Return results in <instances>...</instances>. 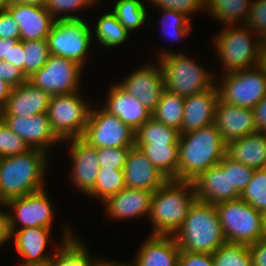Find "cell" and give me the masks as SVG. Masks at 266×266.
Masks as SVG:
<instances>
[{"instance_id":"obj_7","label":"cell","mask_w":266,"mask_h":266,"mask_svg":"<svg viewBox=\"0 0 266 266\" xmlns=\"http://www.w3.org/2000/svg\"><path fill=\"white\" fill-rule=\"evenodd\" d=\"M215 207L226 241L250 246L265 235L263 213L241 198Z\"/></svg>"},{"instance_id":"obj_60","label":"cell","mask_w":266,"mask_h":266,"mask_svg":"<svg viewBox=\"0 0 266 266\" xmlns=\"http://www.w3.org/2000/svg\"><path fill=\"white\" fill-rule=\"evenodd\" d=\"M263 221H264V230L266 234V211L263 213Z\"/></svg>"},{"instance_id":"obj_49","label":"cell","mask_w":266,"mask_h":266,"mask_svg":"<svg viewBox=\"0 0 266 266\" xmlns=\"http://www.w3.org/2000/svg\"><path fill=\"white\" fill-rule=\"evenodd\" d=\"M248 247L253 266H266V234Z\"/></svg>"},{"instance_id":"obj_30","label":"cell","mask_w":266,"mask_h":266,"mask_svg":"<svg viewBox=\"0 0 266 266\" xmlns=\"http://www.w3.org/2000/svg\"><path fill=\"white\" fill-rule=\"evenodd\" d=\"M168 180H177L178 144H135Z\"/></svg>"},{"instance_id":"obj_8","label":"cell","mask_w":266,"mask_h":266,"mask_svg":"<svg viewBox=\"0 0 266 266\" xmlns=\"http://www.w3.org/2000/svg\"><path fill=\"white\" fill-rule=\"evenodd\" d=\"M216 78L219 98L227 104L253 109L266 96V68L262 63Z\"/></svg>"},{"instance_id":"obj_45","label":"cell","mask_w":266,"mask_h":266,"mask_svg":"<svg viewBox=\"0 0 266 266\" xmlns=\"http://www.w3.org/2000/svg\"><path fill=\"white\" fill-rule=\"evenodd\" d=\"M245 25L260 38L266 33V0H252Z\"/></svg>"},{"instance_id":"obj_56","label":"cell","mask_w":266,"mask_h":266,"mask_svg":"<svg viewBox=\"0 0 266 266\" xmlns=\"http://www.w3.org/2000/svg\"><path fill=\"white\" fill-rule=\"evenodd\" d=\"M11 4L44 5L45 0H11Z\"/></svg>"},{"instance_id":"obj_21","label":"cell","mask_w":266,"mask_h":266,"mask_svg":"<svg viewBox=\"0 0 266 266\" xmlns=\"http://www.w3.org/2000/svg\"><path fill=\"white\" fill-rule=\"evenodd\" d=\"M7 11L18 24L22 41L47 39L56 21L44 5L10 4Z\"/></svg>"},{"instance_id":"obj_41","label":"cell","mask_w":266,"mask_h":266,"mask_svg":"<svg viewBox=\"0 0 266 266\" xmlns=\"http://www.w3.org/2000/svg\"><path fill=\"white\" fill-rule=\"evenodd\" d=\"M218 164L224 170H229L231 188H236V190L241 194L251 180L255 169L234 159H230L226 155Z\"/></svg>"},{"instance_id":"obj_18","label":"cell","mask_w":266,"mask_h":266,"mask_svg":"<svg viewBox=\"0 0 266 266\" xmlns=\"http://www.w3.org/2000/svg\"><path fill=\"white\" fill-rule=\"evenodd\" d=\"M153 191L125 187L117 194L111 195L102 206L110 219L122 221L149 216Z\"/></svg>"},{"instance_id":"obj_31","label":"cell","mask_w":266,"mask_h":266,"mask_svg":"<svg viewBox=\"0 0 266 266\" xmlns=\"http://www.w3.org/2000/svg\"><path fill=\"white\" fill-rule=\"evenodd\" d=\"M101 15L96 20V25H91L93 41L97 40L95 41L97 42L96 44L99 43V46L104 48H114L120 44L123 45L131 34L117 20L111 10Z\"/></svg>"},{"instance_id":"obj_52","label":"cell","mask_w":266,"mask_h":266,"mask_svg":"<svg viewBox=\"0 0 266 266\" xmlns=\"http://www.w3.org/2000/svg\"><path fill=\"white\" fill-rule=\"evenodd\" d=\"M1 207H4L3 204H0ZM8 210L4 211L0 208V246L6 244L11 240V231L9 227V217H8Z\"/></svg>"},{"instance_id":"obj_32","label":"cell","mask_w":266,"mask_h":266,"mask_svg":"<svg viewBox=\"0 0 266 266\" xmlns=\"http://www.w3.org/2000/svg\"><path fill=\"white\" fill-rule=\"evenodd\" d=\"M184 99L185 97L172 93L165 88L155 111L152 113V117L156 121L180 131L183 122Z\"/></svg>"},{"instance_id":"obj_10","label":"cell","mask_w":266,"mask_h":266,"mask_svg":"<svg viewBox=\"0 0 266 266\" xmlns=\"http://www.w3.org/2000/svg\"><path fill=\"white\" fill-rule=\"evenodd\" d=\"M80 92L50 98L47 115L52 129L62 141L81 138L84 133L91 105Z\"/></svg>"},{"instance_id":"obj_17","label":"cell","mask_w":266,"mask_h":266,"mask_svg":"<svg viewBox=\"0 0 266 266\" xmlns=\"http://www.w3.org/2000/svg\"><path fill=\"white\" fill-rule=\"evenodd\" d=\"M69 143V154L71 159L70 183L78 191L86 195L96 182L99 171V161L96 148L88 145L81 138H70L63 141Z\"/></svg>"},{"instance_id":"obj_1","label":"cell","mask_w":266,"mask_h":266,"mask_svg":"<svg viewBox=\"0 0 266 266\" xmlns=\"http://www.w3.org/2000/svg\"><path fill=\"white\" fill-rule=\"evenodd\" d=\"M49 156L43 150L31 148L0 158V204L44 189Z\"/></svg>"},{"instance_id":"obj_11","label":"cell","mask_w":266,"mask_h":266,"mask_svg":"<svg viewBox=\"0 0 266 266\" xmlns=\"http://www.w3.org/2000/svg\"><path fill=\"white\" fill-rule=\"evenodd\" d=\"M92 105L81 139L98 148L134 147L135 131L116 115L110 114L102 105Z\"/></svg>"},{"instance_id":"obj_14","label":"cell","mask_w":266,"mask_h":266,"mask_svg":"<svg viewBox=\"0 0 266 266\" xmlns=\"http://www.w3.org/2000/svg\"><path fill=\"white\" fill-rule=\"evenodd\" d=\"M61 230L63 232L61 240L59 242L57 240L58 244H55L51 252H46L47 244H50L52 238L50 237L52 229L43 227L10 229L11 240L14 239V250L21 258L16 266H46L52 259L55 249L74 235L68 225H63Z\"/></svg>"},{"instance_id":"obj_43","label":"cell","mask_w":266,"mask_h":266,"mask_svg":"<svg viewBox=\"0 0 266 266\" xmlns=\"http://www.w3.org/2000/svg\"><path fill=\"white\" fill-rule=\"evenodd\" d=\"M150 2V5L158 7L160 9L174 10L188 16H191L200 11L204 12V0H145V2Z\"/></svg>"},{"instance_id":"obj_23","label":"cell","mask_w":266,"mask_h":266,"mask_svg":"<svg viewBox=\"0 0 266 266\" xmlns=\"http://www.w3.org/2000/svg\"><path fill=\"white\" fill-rule=\"evenodd\" d=\"M135 254L130 266H178L180 248L172 235L149 234Z\"/></svg>"},{"instance_id":"obj_24","label":"cell","mask_w":266,"mask_h":266,"mask_svg":"<svg viewBox=\"0 0 266 266\" xmlns=\"http://www.w3.org/2000/svg\"><path fill=\"white\" fill-rule=\"evenodd\" d=\"M106 94L102 107L110 114L116 115L133 131L152 117V113L142 103L123 90L116 82L111 84Z\"/></svg>"},{"instance_id":"obj_40","label":"cell","mask_w":266,"mask_h":266,"mask_svg":"<svg viewBox=\"0 0 266 266\" xmlns=\"http://www.w3.org/2000/svg\"><path fill=\"white\" fill-rule=\"evenodd\" d=\"M240 198L258 211H266V168L254 171Z\"/></svg>"},{"instance_id":"obj_5","label":"cell","mask_w":266,"mask_h":266,"mask_svg":"<svg viewBox=\"0 0 266 266\" xmlns=\"http://www.w3.org/2000/svg\"><path fill=\"white\" fill-rule=\"evenodd\" d=\"M256 35L245 24L224 25L214 35L211 45H214L221 62V74L253 68L262 63L261 38Z\"/></svg>"},{"instance_id":"obj_35","label":"cell","mask_w":266,"mask_h":266,"mask_svg":"<svg viewBox=\"0 0 266 266\" xmlns=\"http://www.w3.org/2000/svg\"><path fill=\"white\" fill-rule=\"evenodd\" d=\"M125 188L123 169L100 167L94 187L85 195L104 202L111 195Z\"/></svg>"},{"instance_id":"obj_20","label":"cell","mask_w":266,"mask_h":266,"mask_svg":"<svg viewBox=\"0 0 266 266\" xmlns=\"http://www.w3.org/2000/svg\"><path fill=\"white\" fill-rule=\"evenodd\" d=\"M196 199L201 202L217 205L221 202L240 198L236 188H231L229 170L219 164L200 173L192 181Z\"/></svg>"},{"instance_id":"obj_55","label":"cell","mask_w":266,"mask_h":266,"mask_svg":"<svg viewBox=\"0 0 266 266\" xmlns=\"http://www.w3.org/2000/svg\"><path fill=\"white\" fill-rule=\"evenodd\" d=\"M98 266H130L129 262H117L116 260H110V259H106V257H104V259H102V261L99 263Z\"/></svg>"},{"instance_id":"obj_53","label":"cell","mask_w":266,"mask_h":266,"mask_svg":"<svg viewBox=\"0 0 266 266\" xmlns=\"http://www.w3.org/2000/svg\"><path fill=\"white\" fill-rule=\"evenodd\" d=\"M19 40L0 38V61L4 60L9 63L10 42H18Z\"/></svg>"},{"instance_id":"obj_12","label":"cell","mask_w":266,"mask_h":266,"mask_svg":"<svg viewBox=\"0 0 266 266\" xmlns=\"http://www.w3.org/2000/svg\"><path fill=\"white\" fill-rule=\"evenodd\" d=\"M84 68L69 58L50 55L46 64L27 78L51 96L67 95L80 91Z\"/></svg>"},{"instance_id":"obj_22","label":"cell","mask_w":266,"mask_h":266,"mask_svg":"<svg viewBox=\"0 0 266 266\" xmlns=\"http://www.w3.org/2000/svg\"><path fill=\"white\" fill-rule=\"evenodd\" d=\"M219 100L217 84L184 99V114L180 134L214 124L215 109Z\"/></svg>"},{"instance_id":"obj_47","label":"cell","mask_w":266,"mask_h":266,"mask_svg":"<svg viewBox=\"0 0 266 266\" xmlns=\"http://www.w3.org/2000/svg\"><path fill=\"white\" fill-rule=\"evenodd\" d=\"M178 266H214L213 255L180 250Z\"/></svg>"},{"instance_id":"obj_26","label":"cell","mask_w":266,"mask_h":266,"mask_svg":"<svg viewBox=\"0 0 266 266\" xmlns=\"http://www.w3.org/2000/svg\"><path fill=\"white\" fill-rule=\"evenodd\" d=\"M51 95L29 81L12 88L0 115L32 116L47 113Z\"/></svg>"},{"instance_id":"obj_57","label":"cell","mask_w":266,"mask_h":266,"mask_svg":"<svg viewBox=\"0 0 266 266\" xmlns=\"http://www.w3.org/2000/svg\"><path fill=\"white\" fill-rule=\"evenodd\" d=\"M11 0H0V12L1 11H7V9L10 7Z\"/></svg>"},{"instance_id":"obj_50","label":"cell","mask_w":266,"mask_h":266,"mask_svg":"<svg viewBox=\"0 0 266 266\" xmlns=\"http://www.w3.org/2000/svg\"><path fill=\"white\" fill-rule=\"evenodd\" d=\"M23 52L22 40L10 42L9 63L13 64L24 73Z\"/></svg>"},{"instance_id":"obj_2","label":"cell","mask_w":266,"mask_h":266,"mask_svg":"<svg viewBox=\"0 0 266 266\" xmlns=\"http://www.w3.org/2000/svg\"><path fill=\"white\" fill-rule=\"evenodd\" d=\"M177 180L192 181L217 165L225 156L226 143L215 124L179 136Z\"/></svg>"},{"instance_id":"obj_46","label":"cell","mask_w":266,"mask_h":266,"mask_svg":"<svg viewBox=\"0 0 266 266\" xmlns=\"http://www.w3.org/2000/svg\"><path fill=\"white\" fill-rule=\"evenodd\" d=\"M0 79L12 88H15L27 81L24 73L13 64L0 61Z\"/></svg>"},{"instance_id":"obj_48","label":"cell","mask_w":266,"mask_h":266,"mask_svg":"<svg viewBox=\"0 0 266 266\" xmlns=\"http://www.w3.org/2000/svg\"><path fill=\"white\" fill-rule=\"evenodd\" d=\"M0 38L20 39L18 24L8 11L0 12Z\"/></svg>"},{"instance_id":"obj_28","label":"cell","mask_w":266,"mask_h":266,"mask_svg":"<svg viewBox=\"0 0 266 266\" xmlns=\"http://www.w3.org/2000/svg\"><path fill=\"white\" fill-rule=\"evenodd\" d=\"M77 235L64 240L54 251L46 266H98L104 257H92L89 248Z\"/></svg>"},{"instance_id":"obj_38","label":"cell","mask_w":266,"mask_h":266,"mask_svg":"<svg viewBox=\"0 0 266 266\" xmlns=\"http://www.w3.org/2000/svg\"><path fill=\"white\" fill-rule=\"evenodd\" d=\"M24 75L26 78L40 70L50 56L47 39L22 41Z\"/></svg>"},{"instance_id":"obj_27","label":"cell","mask_w":266,"mask_h":266,"mask_svg":"<svg viewBox=\"0 0 266 266\" xmlns=\"http://www.w3.org/2000/svg\"><path fill=\"white\" fill-rule=\"evenodd\" d=\"M225 155L256 169L266 167V133L256 131L226 143Z\"/></svg>"},{"instance_id":"obj_39","label":"cell","mask_w":266,"mask_h":266,"mask_svg":"<svg viewBox=\"0 0 266 266\" xmlns=\"http://www.w3.org/2000/svg\"><path fill=\"white\" fill-rule=\"evenodd\" d=\"M99 5L95 0H45V8L57 20L82 19L77 11ZM75 13V14H74Z\"/></svg>"},{"instance_id":"obj_15","label":"cell","mask_w":266,"mask_h":266,"mask_svg":"<svg viewBox=\"0 0 266 266\" xmlns=\"http://www.w3.org/2000/svg\"><path fill=\"white\" fill-rule=\"evenodd\" d=\"M157 63L143 64L132 70L117 84L127 93L133 95L144 107L153 113L165 89L164 75Z\"/></svg>"},{"instance_id":"obj_4","label":"cell","mask_w":266,"mask_h":266,"mask_svg":"<svg viewBox=\"0 0 266 266\" xmlns=\"http://www.w3.org/2000/svg\"><path fill=\"white\" fill-rule=\"evenodd\" d=\"M174 238L182 251L214 253L226 241L215 205L196 200Z\"/></svg>"},{"instance_id":"obj_51","label":"cell","mask_w":266,"mask_h":266,"mask_svg":"<svg viewBox=\"0 0 266 266\" xmlns=\"http://www.w3.org/2000/svg\"><path fill=\"white\" fill-rule=\"evenodd\" d=\"M257 131L266 133V96L253 108Z\"/></svg>"},{"instance_id":"obj_33","label":"cell","mask_w":266,"mask_h":266,"mask_svg":"<svg viewBox=\"0 0 266 266\" xmlns=\"http://www.w3.org/2000/svg\"><path fill=\"white\" fill-rule=\"evenodd\" d=\"M180 132L153 117L135 131V144H178Z\"/></svg>"},{"instance_id":"obj_34","label":"cell","mask_w":266,"mask_h":266,"mask_svg":"<svg viewBox=\"0 0 266 266\" xmlns=\"http://www.w3.org/2000/svg\"><path fill=\"white\" fill-rule=\"evenodd\" d=\"M112 13L129 33L141 28L147 21L144 0H115Z\"/></svg>"},{"instance_id":"obj_13","label":"cell","mask_w":266,"mask_h":266,"mask_svg":"<svg viewBox=\"0 0 266 266\" xmlns=\"http://www.w3.org/2000/svg\"><path fill=\"white\" fill-rule=\"evenodd\" d=\"M47 189L7 201L3 206L8 210L10 229L43 227L53 229L55 206ZM19 225V226H18ZM21 226V227H20Z\"/></svg>"},{"instance_id":"obj_54","label":"cell","mask_w":266,"mask_h":266,"mask_svg":"<svg viewBox=\"0 0 266 266\" xmlns=\"http://www.w3.org/2000/svg\"><path fill=\"white\" fill-rule=\"evenodd\" d=\"M12 87L0 79V113L3 111L8 97L11 94Z\"/></svg>"},{"instance_id":"obj_6","label":"cell","mask_w":266,"mask_h":266,"mask_svg":"<svg viewBox=\"0 0 266 266\" xmlns=\"http://www.w3.org/2000/svg\"><path fill=\"white\" fill-rule=\"evenodd\" d=\"M157 60L162 67L165 88L182 97L201 93L216 84L213 71L205 68L187 53L159 49Z\"/></svg>"},{"instance_id":"obj_37","label":"cell","mask_w":266,"mask_h":266,"mask_svg":"<svg viewBox=\"0 0 266 266\" xmlns=\"http://www.w3.org/2000/svg\"><path fill=\"white\" fill-rule=\"evenodd\" d=\"M212 255L214 266H253L247 245L225 241Z\"/></svg>"},{"instance_id":"obj_44","label":"cell","mask_w":266,"mask_h":266,"mask_svg":"<svg viewBox=\"0 0 266 266\" xmlns=\"http://www.w3.org/2000/svg\"><path fill=\"white\" fill-rule=\"evenodd\" d=\"M132 147L96 148L99 166L104 168L124 169Z\"/></svg>"},{"instance_id":"obj_29","label":"cell","mask_w":266,"mask_h":266,"mask_svg":"<svg viewBox=\"0 0 266 266\" xmlns=\"http://www.w3.org/2000/svg\"><path fill=\"white\" fill-rule=\"evenodd\" d=\"M251 0H204V11L219 24H245L251 9Z\"/></svg>"},{"instance_id":"obj_9","label":"cell","mask_w":266,"mask_h":266,"mask_svg":"<svg viewBox=\"0 0 266 266\" xmlns=\"http://www.w3.org/2000/svg\"><path fill=\"white\" fill-rule=\"evenodd\" d=\"M47 42L50 55L69 58L84 68L93 44L92 29L87 19L57 20Z\"/></svg>"},{"instance_id":"obj_42","label":"cell","mask_w":266,"mask_h":266,"mask_svg":"<svg viewBox=\"0 0 266 266\" xmlns=\"http://www.w3.org/2000/svg\"><path fill=\"white\" fill-rule=\"evenodd\" d=\"M31 148L0 117V158L27 152Z\"/></svg>"},{"instance_id":"obj_58","label":"cell","mask_w":266,"mask_h":266,"mask_svg":"<svg viewBox=\"0 0 266 266\" xmlns=\"http://www.w3.org/2000/svg\"><path fill=\"white\" fill-rule=\"evenodd\" d=\"M261 52L266 53V33L261 37Z\"/></svg>"},{"instance_id":"obj_16","label":"cell","mask_w":266,"mask_h":266,"mask_svg":"<svg viewBox=\"0 0 266 266\" xmlns=\"http://www.w3.org/2000/svg\"><path fill=\"white\" fill-rule=\"evenodd\" d=\"M0 117L30 148L51 154L49 153L51 149L63 142L52 129L47 113L32 116L0 115Z\"/></svg>"},{"instance_id":"obj_19","label":"cell","mask_w":266,"mask_h":266,"mask_svg":"<svg viewBox=\"0 0 266 266\" xmlns=\"http://www.w3.org/2000/svg\"><path fill=\"white\" fill-rule=\"evenodd\" d=\"M214 124L225 143L257 131L253 109L227 104L220 98L216 104Z\"/></svg>"},{"instance_id":"obj_36","label":"cell","mask_w":266,"mask_h":266,"mask_svg":"<svg viewBox=\"0 0 266 266\" xmlns=\"http://www.w3.org/2000/svg\"><path fill=\"white\" fill-rule=\"evenodd\" d=\"M160 30L162 35L174 41L183 40L192 33V20L183 13L174 10L161 9ZM164 33V34H163Z\"/></svg>"},{"instance_id":"obj_59","label":"cell","mask_w":266,"mask_h":266,"mask_svg":"<svg viewBox=\"0 0 266 266\" xmlns=\"http://www.w3.org/2000/svg\"><path fill=\"white\" fill-rule=\"evenodd\" d=\"M262 64L265 66L266 68V53H262Z\"/></svg>"},{"instance_id":"obj_3","label":"cell","mask_w":266,"mask_h":266,"mask_svg":"<svg viewBox=\"0 0 266 266\" xmlns=\"http://www.w3.org/2000/svg\"><path fill=\"white\" fill-rule=\"evenodd\" d=\"M196 200L191 181L167 180L153 192L148 216L153 227L150 234L174 236Z\"/></svg>"},{"instance_id":"obj_25","label":"cell","mask_w":266,"mask_h":266,"mask_svg":"<svg viewBox=\"0 0 266 266\" xmlns=\"http://www.w3.org/2000/svg\"><path fill=\"white\" fill-rule=\"evenodd\" d=\"M123 171L129 188L154 192L168 180L136 146L130 149Z\"/></svg>"}]
</instances>
